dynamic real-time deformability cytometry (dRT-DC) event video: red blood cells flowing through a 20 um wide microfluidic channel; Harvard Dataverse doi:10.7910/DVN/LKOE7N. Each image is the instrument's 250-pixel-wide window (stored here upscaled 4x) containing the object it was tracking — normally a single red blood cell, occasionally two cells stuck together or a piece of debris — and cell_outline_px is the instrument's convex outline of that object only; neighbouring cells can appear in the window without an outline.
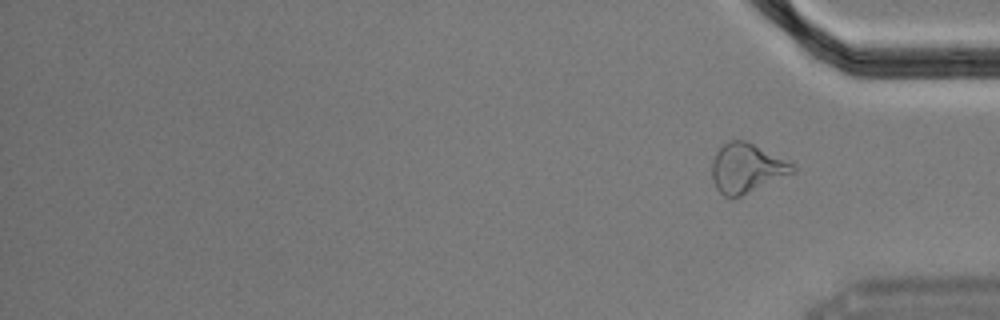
{"species": "Egyptian fruit bat (a non-hibernating species)", "species_latin": "Rousettus aegyptiacus", "temperature_condition": "cold", "stored_images_in_passage": 15, "segment_of_instrument_passage": [2, 2], "camera_frame_rate_fps": 3000, "um_per_image_px": 0.085, "animal": {"sex": "male"}, "frame": {"image": 1, "passage_image": 15, "time_ms": 4.667, "image_size_px": [1000, 320], "cell_outline_px": [[796, 172], [740, 196], [724, 196], [716, 188], [712, 180], [712, 160], [716, 152], [728, 140], [744, 140], [792, 164], [796, 168]], "centroid_in_image_um": [63.43, 14.3], "position_along_channel_um": 371.8, "area_um2": 22.66}}